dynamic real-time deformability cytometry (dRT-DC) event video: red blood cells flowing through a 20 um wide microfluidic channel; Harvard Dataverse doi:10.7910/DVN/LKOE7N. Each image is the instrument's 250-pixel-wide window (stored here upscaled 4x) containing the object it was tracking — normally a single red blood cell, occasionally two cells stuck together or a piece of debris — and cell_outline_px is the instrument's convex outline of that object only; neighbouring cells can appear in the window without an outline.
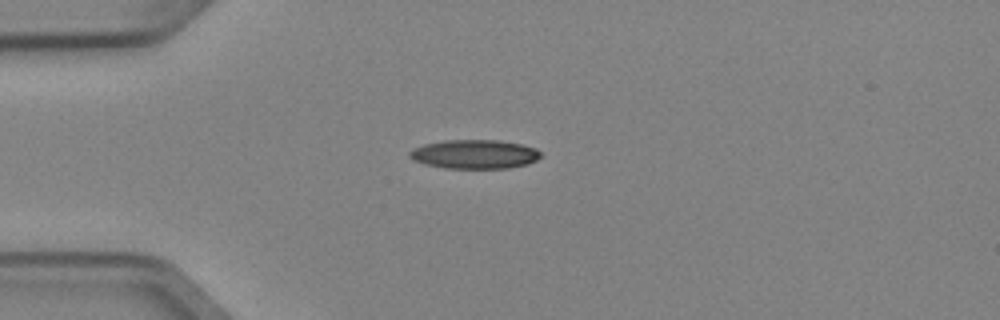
{"species": "Egyptian fruit bat (a non-hibernating species)", "species_latin": "Rousettus aegyptiacus", "temperature_condition": "cold", "stored_images_in_passage": 4, "camera_frame_rate_fps": 3000, "um_per_image_px": 0.085, "animal": {"sex": "female"}, "frame": {"image": 1, "passage_image": 4, "time_ms": 1.0, "image_size_px": [1000, 320], "cell_outline_px": [[540, 156], [536, 160], [528, 164], [508, 168], [444, 168], [424, 164], [412, 160], [408, 156], [408, 152], [412, 148], [424, 144], [444, 140], [500, 140], [520, 144], [536, 148], [540, 152]], "centroid_in_image_um": [40.29, 13.1], "position_along_channel_um": 44.7, "area_um2": 22.31}}